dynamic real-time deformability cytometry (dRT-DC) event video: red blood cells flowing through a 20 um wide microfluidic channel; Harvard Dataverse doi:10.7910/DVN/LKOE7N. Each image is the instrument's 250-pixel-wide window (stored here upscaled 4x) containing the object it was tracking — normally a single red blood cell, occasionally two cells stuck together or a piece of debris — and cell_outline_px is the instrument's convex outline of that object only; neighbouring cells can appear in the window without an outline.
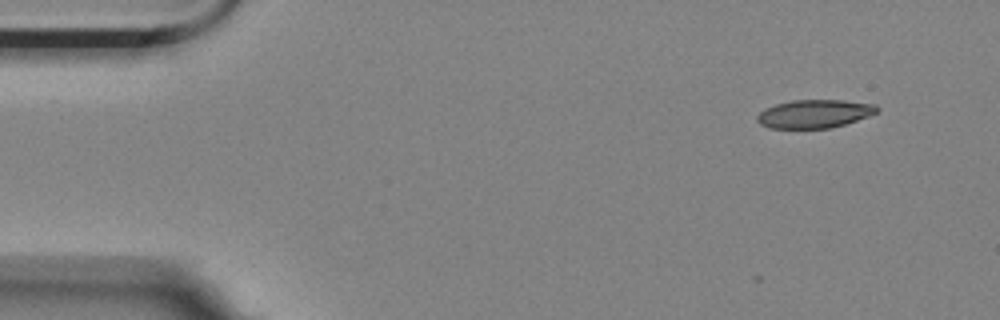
{"species": "Egyptian fruit bat (a non-hibernating species)", "species_latin": "Rousettus aegyptiacus", "temperature_condition": "room temperature", "stored_images_in_passage": 3, "camera_frame_rate_fps": 3000, "um_per_image_px": 0.085, "animal": {"sex": "female"}, "frame": {"image": 1, "passage_image": 3, "time_ms": 0.667, "image_size_px": [1000, 320], "cell_outline_px": [[880, 112], [844, 124], [828, 128], [768, 128], [760, 124], [756, 120], [756, 116], [764, 108], [776, 104], [792, 100], [844, 100], [876, 104], [880, 108]], "centroid_in_image_um": [69.23, 9.66], "position_along_channel_um": 15.8, "area_um2": 19.88}}